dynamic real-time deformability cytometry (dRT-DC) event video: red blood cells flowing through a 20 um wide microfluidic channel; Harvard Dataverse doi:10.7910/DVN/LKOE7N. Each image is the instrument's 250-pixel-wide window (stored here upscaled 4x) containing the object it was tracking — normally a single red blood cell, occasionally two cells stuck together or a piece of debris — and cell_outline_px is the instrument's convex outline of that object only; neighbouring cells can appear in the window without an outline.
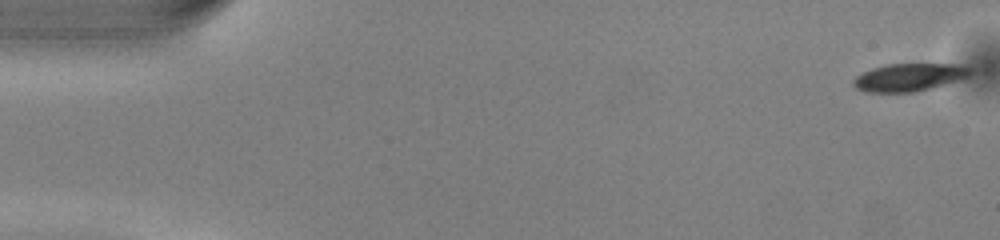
{"species": "common noctule bat (a hibernating species)", "species_latin": "Nyctalus noctula", "temperature_condition": "warm", "stored_images_in_passage": 50, "camera_frame_rate_fps": 3000, "um_per_image_px": 0.085, "animal": {"sex": "male", "body_mass_g": 13.0, "forearm_length_mm": 53.1}, "frame": {"image": 1, "passage_image": 1, "time_ms": 0.0, "image_size_px": [1000, 240], "cell_outline_px": [[972, 76], [964, 80], [916, 92], [864, 92], [856, 88], [852, 84], [852, 80], [856, 76], [872, 68], [888, 64], [964, 64], [972, 68]], "centroid_in_image_um": [77.37, 6.57], "position_along_channel_um": 7.6, "area_um2": 19.42}}
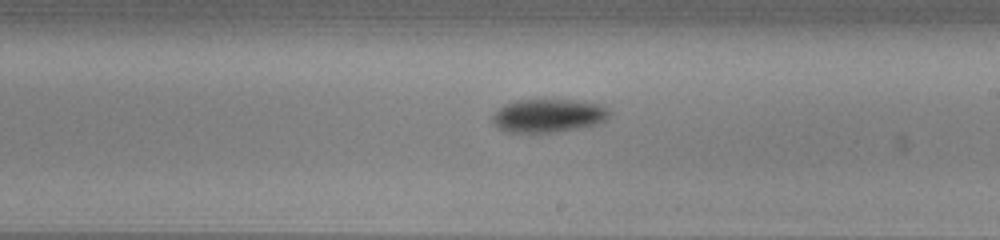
{"frame": {"image": 2, "passage_image": 29, "time_ms": 9.333, "image_size_px": [1000, 240], "cell_outline_px": [[612, 112], [604, 120], [596, 124], [580, 128], [556, 132], [508, 132], [492, 124], [492, 116], [504, 104], [516, 100], [572, 100], [600, 104], [608, 108]], "centroid_in_image_um": [46.61, 9.83], "position_along_channel_um": 242.4, "area_um2": 22.66}}
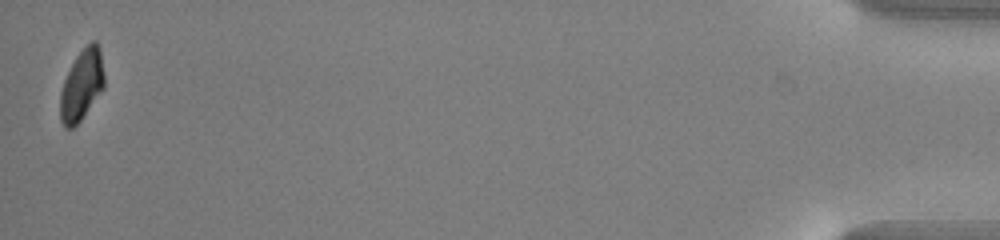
{"frame": {"image": 3, "passage_image": 50, "time_ms": 16.333, "image_size_px": [1000, 240], "cell_outline_px": [[104, 88], [80, 120], [72, 128], [64, 128], [60, 120], [60, 92], [64, 80], [76, 56], [92, 40], [96, 40], [100, 48], [104, 72]], "centroid_in_image_um": [6.95, 7.22], "position_along_channel_um": 428.3, "area_um2": 18.09}, "authors_computed_cell_mechanics": {"area_um2": 21.5594, "velocity_mm_per_s": 4.0572, "shape_relaxation_time_tau1_ms": 1.777, "shape_relaxation_time_tau2_ms": null, "deformation_change_tau1": 0.1014, "deformation_change_tau2": null}}